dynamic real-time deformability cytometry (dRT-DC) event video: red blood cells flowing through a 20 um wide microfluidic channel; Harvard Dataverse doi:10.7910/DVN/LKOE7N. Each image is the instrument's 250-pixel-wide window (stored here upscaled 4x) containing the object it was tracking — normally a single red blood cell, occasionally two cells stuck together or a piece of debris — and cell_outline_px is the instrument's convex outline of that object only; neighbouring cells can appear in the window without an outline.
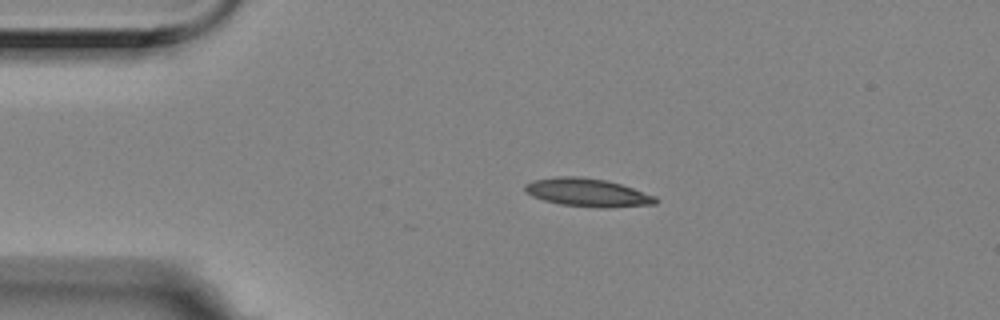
{"species": "Egyptian fruit bat (a non-hibernating species)", "species_latin": "Rousettus aegyptiacus", "temperature_condition": "room temperature", "stored_images_in_passage": 2, "camera_frame_rate_fps": 3000, "um_per_image_px": 0.085, "animal": {"sex": "female"}, "frame": {"image": 1, "passage_image": 1, "time_ms": 0.0, "image_size_px": [1000, 320], "cell_outline_px": [[660, 200], [656, 204], [612, 208], [600, 208], [560, 204], [544, 200], [532, 196], [524, 188], [524, 184], [532, 180], [556, 176], [580, 176], [604, 180], [620, 184], [656, 196]], "centroid_in_image_um": [49.96, 16.37], "position_along_channel_um": 35.0, "area_um2": 21.56}}